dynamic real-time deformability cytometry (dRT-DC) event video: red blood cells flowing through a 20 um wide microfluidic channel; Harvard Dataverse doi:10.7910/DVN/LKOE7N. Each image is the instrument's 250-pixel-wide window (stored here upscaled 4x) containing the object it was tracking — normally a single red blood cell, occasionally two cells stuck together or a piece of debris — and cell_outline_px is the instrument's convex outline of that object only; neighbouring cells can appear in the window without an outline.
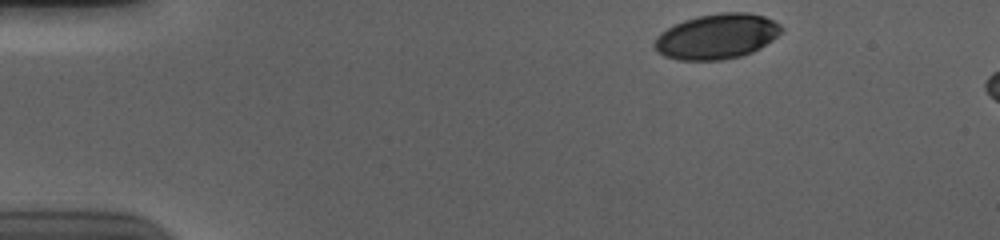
{"species": "human", "species_latin": "Homo sapiens", "temperature_condition": "cold", "stored_images_in_passage": 9, "camera_frame_rate_fps": 3000, "um_per_image_px": 0.085, "donor": {"sex": "male"}, "frame": {"image": 1, "passage_image": 1, "time_ms": 0.0, "image_size_px": [1000, 240], "cell_outline_px": [[784, 28], [772, 40], [760, 48], [752, 52], [740, 56], [720, 60], [676, 60], [664, 56], [656, 52], [652, 44], [656, 36], [660, 32], [684, 20], [700, 16], [720, 12], [748, 12], [764, 16], [780, 24]], "centroid_in_image_um": [60.9, 3.1], "position_along_channel_um": 24.1, "area_um2": 33.47}}